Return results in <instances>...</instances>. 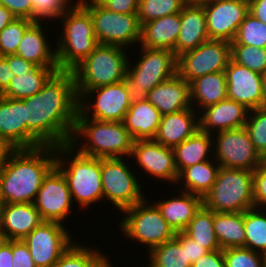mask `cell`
<instances>
[{
  "mask_svg": "<svg viewBox=\"0 0 266 267\" xmlns=\"http://www.w3.org/2000/svg\"><path fill=\"white\" fill-rule=\"evenodd\" d=\"M25 103L27 128L44 144H69L74 132L79 100L72 71L56 72Z\"/></svg>",
  "mask_w": 266,
  "mask_h": 267,
  "instance_id": "obj_1",
  "label": "cell"
},
{
  "mask_svg": "<svg viewBox=\"0 0 266 267\" xmlns=\"http://www.w3.org/2000/svg\"><path fill=\"white\" fill-rule=\"evenodd\" d=\"M55 162V146L14 149L0 169V202L33 203Z\"/></svg>",
  "mask_w": 266,
  "mask_h": 267,
  "instance_id": "obj_2",
  "label": "cell"
},
{
  "mask_svg": "<svg viewBox=\"0 0 266 267\" xmlns=\"http://www.w3.org/2000/svg\"><path fill=\"white\" fill-rule=\"evenodd\" d=\"M55 166L65 177L75 206L85 212L105 202L101 180V158L79 153L70 144L55 146ZM78 204V205H77Z\"/></svg>",
  "mask_w": 266,
  "mask_h": 267,
  "instance_id": "obj_3",
  "label": "cell"
},
{
  "mask_svg": "<svg viewBox=\"0 0 266 267\" xmlns=\"http://www.w3.org/2000/svg\"><path fill=\"white\" fill-rule=\"evenodd\" d=\"M133 142L123 122L86 118L78 110L69 144L82 155L89 157L129 158Z\"/></svg>",
  "mask_w": 266,
  "mask_h": 267,
  "instance_id": "obj_4",
  "label": "cell"
},
{
  "mask_svg": "<svg viewBox=\"0 0 266 267\" xmlns=\"http://www.w3.org/2000/svg\"><path fill=\"white\" fill-rule=\"evenodd\" d=\"M62 25L56 41L59 71H72L98 45L90 13L77 1L57 20Z\"/></svg>",
  "mask_w": 266,
  "mask_h": 267,
  "instance_id": "obj_5",
  "label": "cell"
},
{
  "mask_svg": "<svg viewBox=\"0 0 266 267\" xmlns=\"http://www.w3.org/2000/svg\"><path fill=\"white\" fill-rule=\"evenodd\" d=\"M139 47L140 53L137 52ZM139 47L134 48L133 52L135 51V56H141H136V61L133 58L129 59L127 74L123 79L131 103L145 101L148 93L156 85L177 73V57L174 52ZM132 60L135 62L132 63Z\"/></svg>",
  "mask_w": 266,
  "mask_h": 267,
  "instance_id": "obj_6",
  "label": "cell"
},
{
  "mask_svg": "<svg viewBox=\"0 0 266 267\" xmlns=\"http://www.w3.org/2000/svg\"><path fill=\"white\" fill-rule=\"evenodd\" d=\"M128 50L115 45L98 44L94 51L72 70L78 100L88 90L123 81L131 58L128 56Z\"/></svg>",
  "mask_w": 266,
  "mask_h": 267,
  "instance_id": "obj_7",
  "label": "cell"
},
{
  "mask_svg": "<svg viewBox=\"0 0 266 267\" xmlns=\"http://www.w3.org/2000/svg\"><path fill=\"white\" fill-rule=\"evenodd\" d=\"M147 198L122 210L121 219L117 221L119 225L116 226H119L121 236L123 235L125 240L135 241L136 246L141 243L149 252L154 247L175 238L176 232L162 217L157 206L151 201L153 199Z\"/></svg>",
  "mask_w": 266,
  "mask_h": 267,
  "instance_id": "obj_8",
  "label": "cell"
},
{
  "mask_svg": "<svg viewBox=\"0 0 266 267\" xmlns=\"http://www.w3.org/2000/svg\"><path fill=\"white\" fill-rule=\"evenodd\" d=\"M130 157L101 158V180L104 199L119 213L138 202L146 196L142 187L138 170H134ZM129 162V163H128ZM129 164V165H128ZM131 167V168H130ZM134 170V171H133ZM138 178V179H137ZM143 185V186H142ZM110 202V203H109Z\"/></svg>",
  "mask_w": 266,
  "mask_h": 267,
  "instance_id": "obj_9",
  "label": "cell"
},
{
  "mask_svg": "<svg viewBox=\"0 0 266 267\" xmlns=\"http://www.w3.org/2000/svg\"><path fill=\"white\" fill-rule=\"evenodd\" d=\"M214 212H244L254 208L253 171L220 167L216 181L203 197Z\"/></svg>",
  "mask_w": 266,
  "mask_h": 267,
  "instance_id": "obj_10",
  "label": "cell"
},
{
  "mask_svg": "<svg viewBox=\"0 0 266 267\" xmlns=\"http://www.w3.org/2000/svg\"><path fill=\"white\" fill-rule=\"evenodd\" d=\"M91 15L98 44L115 45L132 50L139 46L141 24L137 14H120L108 10L97 0H77Z\"/></svg>",
  "mask_w": 266,
  "mask_h": 267,
  "instance_id": "obj_11",
  "label": "cell"
},
{
  "mask_svg": "<svg viewBox=\"0 0 266 267\" xmlns=\"http://www.w3.org/2000/svg\"><path fill=\"white\" fill-rule=\"evenodd\" d=\"M212 138L213 159L220 167L254 171L264 161L245 127L219 131Z\"/></svg>",
  "mask_w": 266,
  "mask_h": 267,
  "instance_id": "obj_12",
  "label": "cell"
},
{
  "mask_svg": "<svg viewBox=\"0 0 266 267\" xmlns=\"http://www.w3.org/2000/svg\"><path fill=\"white\" fill-rule=\"evenodd\" d=\"M230 59V42L209 39L177 57V73L190 83L198 77L225 71Z\"/></svg>",
  "mask_w": 266,
  "mask_h": 267,
  "instance_id": "obj_13",
  "label": "cell"
},
{
  "mask_svg": "<svg viewBox=\"0 0 266 267\" xmlns=\"http://www.w3.org/2000/svg\"><path fill=\"white\" fill-rule=\"evenodd\" d=\"M71 232L65 224L43 221L23 241L37 267H53L76 240Z\"/></svg>",
  "mask_w": 266,
  "mask_h": 267,
  "instance_id": "obj_14",
  "label": "cell"
},
{
  "mask_svg": "<svg viewBox=\"0 0 266 267\" xmlns=\"http://www.w3.org/2000/svg\"><path fill=\"white\" fill-rule=\"evenodd\" d=\"M130 159L134 160H131L135 165L133 167L139 168L140 174L144 172V175L147 174L148 178L151 177L152 180L157 181V184L161 180L164 181L160 183L163 186L165 182L166 186L169 183L170 192L172 187L176 186L179 173L175 165L173 148L163 146L154 139L135 140Z\"/></svg>",
  "mask_w": 266,
  "mask_h": 267,
  "instance_id": "obj_15",
  "label": "cell"
},
{
  "mask_svg": "<svg viewBox=\"0 0 266 267\" xmlns=\"http://www.w3.org/2000/svg\"><path fill=\"white\" fill-rule=\"evenodd\" d=\"M131 104L127 88L121 81L88 90L79 99L78 110L86 118L123 122Z\"/></svg>",
  "mask_w": 266,
  "mask_h": 267,
  "instance_id": "obj_16",
  "label": "cell"
},
{
  "mask_svg": "<svg viewBox=\"0 0 266 267\" xmlns=\"http://www.w3.org/2000/svg\"><path fill=\"white\" fill-rule=\"evenodd\" d=\"M33 204L43 221L68 224L74 203L67 181L56 166L44 177Z\"/></svg>",
  "mask_w": 266,
  "mask_h": 267,
  "instance_id": "obj_17",
  "label": "cell"
},
{
  "mask_svg": "<svg viewBox=\"0 0 266 267\" xmlns=\"http://www.w3.org/2000/svg\"><path fill=\"white\" fill-rule=\"evenodd\" d=\"M210 40L232 42L239 25L249 14L248 0H208L201 3Z\"/></svg>",
  "mask_w": 266,
  "mask_h": 267,
  "instance_id": "obj_18",
  "label": "cell"
},
{
  "mask_svg": "<svg viewBox=\"0 0 266 267\" xmlns=\"http://www.w3.org/2000/svg\"><path fill=\"white\" fill-rule=\"evenodd\" d=\"M0 136L14 149H28L44 144L27 128L25 103L0 95Z\"/></svg>",
  "mask_w": 266,
  "mask_h": 267,
  "instance_id": "obj_19",
  "label": "cell"
},
{
  "mask_svg": "<svg viewBox=\"0 0 266 267\" xmlns=\"http://www.w3.org/2000/svg\"><path fill=\"white\" fill-rule=\"evenodd\" d=\"M228 99L253 110L264 107L262 74L230 59L225 69Z\"/></svg>",
  "mask_w": 266,
  "mask_h": 267,
  "instance_id": "obj_20",
  "label": "cell"
},
{
  "mask_svg": "<svg viewBox=\"0 0 266 267\" xmlns=\"http://www.w3.org/2000/svg\"><path fill=\"white\" fill-rule=\"evenodd\" d=\"M48 23V21L47 23L46 21L34 22L25 31L22 40L19 42L16 55L39 67H58L56 47L54 46L56 43L49 41V35L46 34L49 27H52L53 22L52 24Z\"/></svg>",
  "mask_w": 266,
  "mask_h": 267,
  "instance_id": "obj_21",
  "label": "cell"
},
{
  "mask_svg": "<svg viewBox=\"0 0 266 267\" xmlns=\"http://www.w3.org/2000/svg\"><path fill=\"white\" fill-rule=\"evenodd\" d=\"M249 109L243 104L226 99L205 107L199 112V129L214 134L223 130L245 126Z\"/></svg>",
  "mask_w": 266,
  "mask_h": 267,
  "instance_id": "obj_22",
  "label": "cell"
},
{
  "mask_svg": "<svg viewBox=\"0 0 266 267\" xmlns=\"http://www.w3.org/2000/svg\"><path fill=\"white\" fill-rule=\"evenodd\" d=\"M43 222L33 203L2 204L0 237L23 240Z\"/></svg>",
  "mask_w": 266,
  "mask_h": 267,
  "instance_id": "obj_23",
  "label": "cell"
},
{
  "mask_svg": "<svg viewBox=\"0 0 266 267\" xmlns=\"http://www.w3.org/2000/svg\"><path fill=\"white\" fill-rule=\"evenodd\" d=\"M173 192L178 194L173 193L174 196L168 198L170 194L168 191L165 197L161 196L160 199H155L152 202L175 232H183L203 205V198L182 190H173Z\"/></svg>",
  "mask_w": 266,
  "mask_h": 267,
  "instance_id": "obj_24",
  "label": "cell"
},
{
  "mask_svg": "<svg viewBox=\"0 0 266 267\" xmlns=\"http://www.w3.org/2000/svg\"><path fill=\"white\" fill-rule=\"evenodd\" d=\"M181 27L174 49L176 57L209 40L206 16L201 3H186L180 12Z\"/></svg>",
  "mask_w": 266,
  "mask_h": 267,
  "instance_id": "obj_25",
  "label": "cell"
},
{
  "mask_svg": "<svg viewBox=\"0 0 266 267\" xmlns=\"http://www.w3.org/2000/svg\"><path fill=\"white\" fill-rule=\"evenodd\" d=\"M147 100L159 110L162 116L190 108L192 107L190 83L176 73L156 85L148 93Z\"/></svg>",
  "mask_w": 266,
  "mask_h": 267,
  "instance_id": "obj_26",
  "label": "cell"
},
{
  "mask_svg": "<svg viewBox=\"0 0 266 267\" xmlns=\"http://www.w3.org/2000/svg\"><path fill=\"white\" fill-rule=\"evenodd\" d=\"M199 130V113L187 108L161 117L154 140L163 146L174 148Z\"/></svg>",
  "mask_w": 266,
  "mask_h": 267,
  "instance_id": "obj_27",
  "label": "cell"
},
{
  "mask_svg": "<svg viewBox=\"0 0 266 267\" xmlns=\"http://www.w3.org/2000/svg\"><path fill=\"white\" fill-rule=\"evenodd\" d=\"M180 27V13L143 23L139 45L150 49H166L174 52Z\"/></svg>",
  "mask_w": 266,
  "mask_h": 267,
  "instance_id": "obj_28",
  "label": "cell"
},
{
  "mask_svg": "<svg viewBox=\"0 0 266 267\" xmlns=\"http://www.w3.org/2000/svg\"><path fill=\"white\" fill-rule=\"evenodd\" d=\"M161 113L147 99L132 103L125 114L123 123L132 139H154L161 121Z\"/></svg>",
  "mask_w": 266,
  "mask_h": 267,
  "instance_id": "obj_29",
  "label": "cell"
},
{
  "mask_svg": "<svg viewBox=\"0 0 266 267\" xmlns=\"http://www.w3.org/2000/svg\"><path fill=\"white\" fill-rule=\"evenodd\" d=\"M228 98L225 71L207 74L190 82L192 107L199 113L205 107Z\"/></svg>",
  "mask_w": 266,
  "mask_h": 267,
  "instance_id": "obj_30",
  "label": "cell"
},
{
  "mask_svg": "<svg viewBox=\"0 0 266 267\" xmlns=\"http://www.w3.org/2000/svg\"><path fill=\"white\" fill-rule=\"evenodd\" d=\"M178 173L196 163L213 159L212 134L196 131L192 136L173 148Z\"/></svg>",
  "mask_w": 266,
  "mask_h": 267,
  "instance_id": "obj_31",
  "label": "cell"
},
{
  "mask_svg": "<svg viewBox=\"0 0 266 267\" xmlns=\"http://www.w3.org/2000/svg\"><path fill=\"white\" fill-rule=\"evenodd\" d=\"M219 169L214 159L196 163L179 173L175 187L203 198L215 183Z\"/></svg>",
  "mask_w": 266,
  "mask_h": 267,
  "instance_id": "obj_32",
  "label": "cell"
},
{
  "mask_svg": "<svg viewBox=\"0 0 266 267\" xmlns=\"http://www.w3.org/2000/svg\"><path fill=\"white\" fill-rule=\"evenodd\" d=\"M59 71L58 67L35 66L28 73L14 76L9 86L0 94L11 99H23L37 94L47 81Z\"/></svg>",
  "mask_w": 266,
  "mask_h": 267,
  "instance_id": "obj_33",
  "label": "cell"
},
{
  "mask_svg": "<svg viewBox=\"0 0 266 267\" xmlns=\"http://www.w3.org/2000/svg\"><path fill=\"white\" fill-rule=\"evenodd\" d=\"M213 227L221 249L245 247L244 212H214Z\"/></svg>",
  "mask_w": 266,
  "mask_h": 267,
  "instance_id": "obj_34",
  "label": "cell"
},
{
  "mask_svg": "<svg viewBox=\"0 0 266 267\" xmlns=\"http://www.w3.org/2000/svg\"><path fill=\"white\" fill-rule=\"evenodd\" d=\"M213 224L214 211L202 205L183 232L209 252L216 251L221 248Z\"/></svg>",
  "mask_w": 266,
  "mask_h": 267,
  "instance_id": "obj_35",
  "label": "cell"
},
{
  "mask_svg": "<svg viewBox=\"0 0 266 267\" xmlns=\"http://www.w3.org/2000/svg\"><path fill=\"white\" fill-rule=\"evenodd\" d=\"M147 267H191L190 259H187L186 246L175 239L164 242L147 252ZM148 262V263H147Z\"/></svg>",
  "mask_w": 266,
  "mask_h": 267,
  "instance_id": "obj_36",
  "label": "cell"
},
{
  "mask_svg": "<svg viewBox=\"0 0 266 267\" xmlns=\"http://www.w3.org/2000/svg\"><path fill=\"white\" fill-rule=\"evenodd\" d=\"M245 248L266 252V208L244 211Z\"/></svg>",
  "mask_w": 266,
  "mask_h": 267,
  "instance_id": "obj_37",
  "label": "cell"
},
{
  "mask_svg": "<svg viewBox=\"0 0 266 267\" xmlns=\"http://www.w3.org/2000/svg\"><path fill=\"white\" fill-rule=\"evenodd\" d=\"M79 243L74 241L53 267H92L105 254L96 245Z\"/></svg>",
  "mask_w": 266,
  "mask_h": 267,
  "instance_id": "obj_38",
  "label": "cell"
},
{
  "mask_svg": "<svg viewBox=\"0 0 266 267\" xmlns=\"http://www.w3.org/2000/svg\"><path fill=\"white\" fill-rule=\"evenodd\" d=\"M185 4V0H140L137 10L139 23L142 25L157 18L180 13Z\"/></svg>",
  "mask_w": 266,
  "mask_h": 267,
  "instance_id": "obj_39",
  "label": "cell"
},
{
  "mask_svg": "<svg viewBox=\"0 0 266 267\" xmlns=\"http://www.w3.org/2000/svg\"><path fill=\"white\" fill-rule=\"evenodd\" d=\"M231 44H245L257 48H266V24L248 14L239 25Z\"/></svg>",
  "mask_w": 266,
  "mask_h": 267,
  "instance_id": "obj_40",
  "label": "cell"
},
{
  "mask_svg": "<svg viewBox=\"0 0 266 267\" xmlns=\"http://www.w3.org/2000/svg\"><path fill=\"white\" fill-rule=\"evenodd\" d=\"M231 59L251 71L266 72V48H257L245 44H231Z\"/></svg>",
  "mask_w": 266,
  "mask_h": 267,
  "instance_id": "obj_41",
  "label": "cell"
},
{
  "mask_svg": "<svg viewBox=\"0 0 266 267\" xmlns=\"http://www.w3.org/2000/svg\"><path fill=\"white\" fill-rule=\"evenodd\" d=\"M244 127L256 151L266 160V107L249 110Z\"/></svg>",
  "mask_w": 266,
  "mask_h": 267,
  "instance_id": "obj_42",
  "label": "cell"
},
{
  "mask_svg": "<svg viewBox=\"0 0 266 267\" xmlns=\"http://www.w3.org/2000/svg\"><path fill=\"white\" fill-rule=\"evenodd\" d=\"M34 23L27 18H16L0 32V56L16 54L25 31Z\"/></svg>",
  "mask_w": 266,
  "mask_h": 267,
  "instance_id": "obj_43",
  "label": "cell"
},
{
  "mask_svg": "<svg viewBox=\"0 0 266 267\" xmlns=\"http://www.w3.org/2000/svg\"><path fill=\"white\" fill-rule=\"evenodd\" d=\"M33 21L58 20L65 11L74 3V0H32Z\"/></svg>",
  "mask_w": 266,
  "mask_h": 267,
  "instance_id": "obj_44",
  "label": "cell"
},
{
  "mask_svg": "<svg viewBox=\"0 0 266 267\" xmlns=\"http://www.w3.org/2000/svg\"><path fill=\"white\" fill-rule=\"evenodd\" d=\"M225 267H264L262 253L245 247L223 250Z\"/></svg>",
  "mask_w": 266,
  "mask_h": 267,
  "instance_id": "obj_45",
  "label": "cell"
},
{
  "mask_svg": "<svg viewBox=\"0 0 266 267\" xmlns=\"http://www.w3.org/2000/svg\"><path fill=\"white\" fill-rule=\"evenodd\" d=\"M254 207L266 208V160L253 171Z\"/></svg>",
  "mask_w": 266,
  "mask_h": 267,
  "instance_id": "obj_46",
  "label": "cell"
},
{
  "mask_svg": "<svg viewBox=\"0 0 266 267\" xmlns=\"http://www.w3.org/2000/svg\"><path fill=\"white\" fill-rule=\"evenodd\" d=\"M12 267H37L23 240H12Z\"/></svg>",
  "mask_w": 266,
  "mask_h": 267,
  "instance_id": "obj_47",
  "label": "cell"
},
{
  "mask_svg": "<svg viewBox=\"0 0 266 267\" xmlns=\"http://www.w3.org/2000/svg\"><path fill=\"white\" fill-rule=\"evenodd\" d=\"M175 239L181 246H186L187 259H190L191 264L209 252L202 247V245H199L195 240L188 237L184 232H176Z\"/></svg>",
  "mask_w": 266,
  "mask_h": 267,
  "instance_id": "obj_48",
  "label": "cell"
},
{
  "mask_svg": "<svg viewBox=\"0 0 266 267\" xmlns=\"http://www.w3.org/2000/svg\"><path fill=\"white\" fill-rule=\"evenodd\" d=\"M32 0H1L2 6L11 11L17 18H27L33 21Z\"/></svg>",
  "mask_w": 266,
  "mask_h": 267,
  "instance_id": "obj_49",
  "label": "cell"
},
{
  "mask_svg": "<svg viewBox=\"0 0 266 267\" xmlns=\"http://www.w3.org/2000/svg\"><path fill=\"white\" fill-rule=\"evenodd\" d=\"M110 11L120 14H137L140 0H97Z\"/></svg>",
  "mask_w": 266,
  "mask_h": 267,
  "instance_id": "obj_50",
  "label": "cell"
},
{
  "mask_svg": "<svg viewBox=\"0 0 266 267\" xmlns=\"http://www.w3.org/2000/svg\"><path fill=\"white\" fill-rule=\"evenodd\" d=\"M191 267H225L223 249L208 252L197 259Z\"/></svg>",
  "mask_w": 266,
  "mask_h": 267,
  "instance_id": "obj_51",
  "label": "cell"
},
{
  "mask_svg": "<svg viewBox=\"0 0 266 267\" xmlns=\"http://www.w3.org/2000/svg\"><path fill=\"white\" fill-rule=\"evenodd\" d=\"M7 62L10 67V70L15 76H18V74L22 73H28L36 66L16 54L7 55Z\"/></svg>",
  "mask_w": 266,
  "mask_h": 267,
  "instance_id": "obj_52",
  "label": "cell"
},
{
  "mask_svg": "<svg viewBox=\"0 0 266 267\" xmlns=\"http://www.w3.org/2000/svg\"><path fill=\"white\" fill-rule=\"evenodd\" d=\"M12 240H4L0 237V267H12Z\"/></svg>",
  "mask_w": 266,
  "mask_h": 267,
  "instance_id": "obj_53",
  "label": "cell"
},
{
  "mask_svg": "<svg viewBox=\"0 0 266 267\" xmlns=\"http://www.w3.org/2000/svg\"><path fill=\"white\" fill-rule=\"evenodd\" d=\"M14 76L8 65L7 56H0V94L9 86Z\"/></svg>",
  "mask_w": 266,
  "mask_h": 267,
  "instance_id": "obj_54",
  "label": "cell"
},
{
  "mask_svg": "<svg viewBox=\"0 0 266 267\" xmlns=\"http://www.w3.org/2000/svg\"><path fill=\"white\" fill-rule=\"evenodd\" d=\"M249 14L266 24V0H248Z\"/></svg>",
  "mask_w": 266,
  "mask_h": 267,
  "instance_id": "obj_55",
  "label": "cell"
},
{
  "mask_svg": "<svg viewBox=\"0 0 266 267\" xmlns=\"http://www.w3.org/2000/svg\"><path fill=\"white\" fill-rule=\"evenodd\" d=\"M17 17L6 7H0V32Z\"/></svg>",
  "mask_w": 266,
  "mask_h": 267,
  "instance_id": "obj_56",
  "label": "cell"
},
{
  "mask_svg": "<svg viewBox=\"0 0 266 267\" xmlns=\"http://www.w3.org/2000/svg\"><path fill=\"white\" fill-rule=\"evenodd\" d=\"M14 148L0 136V169L5 164Z\"/></svg>",
  "mask_w": 266,
  "mask_h": 267,
  "instance_id": "obj_57",
  "label": "cell"
},
{
  "mask_svg": "<svg viewBox=\"0 0 266 267\" xmlns=\"http://www.w3.org/2000/svg\"><path fill=\"white\" fill-rule=\"evenodd\" d=\"M108 254H104L92 267H113L114 264Z\"/></svg>",
  "mask_w": 266,
  "mask_h": 267,
  "instance_id": "obj_58",
  "label": "cell"
},
{
  "mask_svg": "<svg viewBox=\"0 0 266 267\" xmlns=\"http://www.w3.org/2000/svg\"><path fill=\"white\" fill-rule=\"evenodd\" d=\"M264 107H266V72L262 74Z\"/></svg>",
  "mask_w": 266,
  "mask_h": 267,
  "instance_id": "obj_59",
  "label": "cell"
},
{
  "mask_svg": "<svg viewBox=\"0 0 266 267\" xmlns=\"http://www.w3.org/2000/svg\"><path fill=\"white\" fill-rule=\"evenodd\" d=\"M208 0H185L186 3H202Z\"/></svg>",
  "mask_w": 266,
  "mask_h": 267,
  "instance_id": "obj_60",
  "label": "cell"
},
{
  "mask_svg": "<svg viewBox=\"0 0 266 267\" xmlns=\"http://www.w3.org/2000/svg\"><path fill=\"white\" fill-rule=\"evenodd\" d=\"M263 255V261H264V267H266V252L262 254Z\"/></svg>",
  "mask_w": 266,
  "mask_h": 267,
  "instance_id": "obj_61",
  "label": "cell"
},
{
  "mask_svg": "<svg viewBox=\"0 0 266 267\" xmlns=\"http://www.w3.org/2000/svg\"><path fill=\"white\" fill-rule=\"evenodd\" d=\"M1 208H2V203L0 202V226H1Z\"/></svg>",
  "mask_w": 266,
  "mask_h": 267,
  "instance_id": "obj_62",
  "label": "cell"
}]
</instances>
